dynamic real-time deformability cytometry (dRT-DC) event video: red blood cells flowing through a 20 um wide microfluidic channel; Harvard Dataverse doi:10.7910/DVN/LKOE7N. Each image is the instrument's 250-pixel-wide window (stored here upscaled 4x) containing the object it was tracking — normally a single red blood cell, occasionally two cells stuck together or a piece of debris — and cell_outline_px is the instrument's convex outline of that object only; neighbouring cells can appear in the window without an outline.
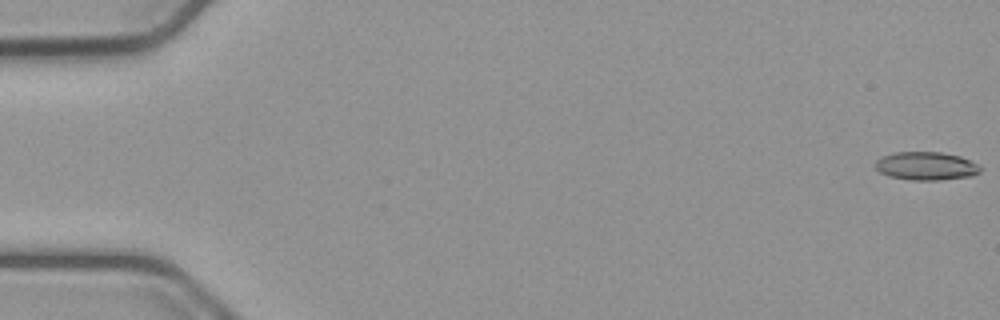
{"species": "common noctule bat (a hibernating species)", "species_latin": "Nyctalus noctula", "temperature_condition": "cold", "stored_images_in_passage": 55, "camera_frame_rate_fps": 3000, "um_per_image_px": 0.085, "animal": {"sex": "male", "body_mass_g": 23.1, "forearm_length_mm": 52.7}, "frame": {"image": 1, "passage_image": 1, "time_ms": 0.0, "image_size_px": [1000, 320], "cell_outline_px": [[980, 172], [972, 176], [940, 180], [912, 180], [888, 176], [880, 172], [872, 164], [880, 156], [896, 152], [940, 152], [960, 156], [976, 164], [980, 168]], "centroid_in_image_um": [78.66, 14.11], "position_along_channel_um": 6.3, "area_um2": 17.34}}
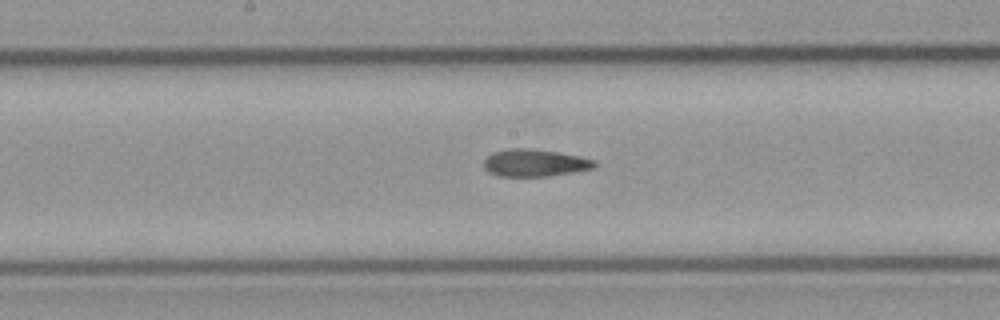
{"frame": {"image": 2, "passage_image": 29, "time_ms": 9.333, "image_size_px": [1000, 320], "cell_outline_px": [[596, 164], [592, 168], [572, 172], [548, 176], [496, 176], [488, 172], [484, 168], [484, 160], [492, 152], [508, 148], [532, 148], [580, 156], [596, 160]], "centroid_in_image_um": [45.41, 13.84], "position_along_channel_um": 202.8, "area_um2": 17.63}}
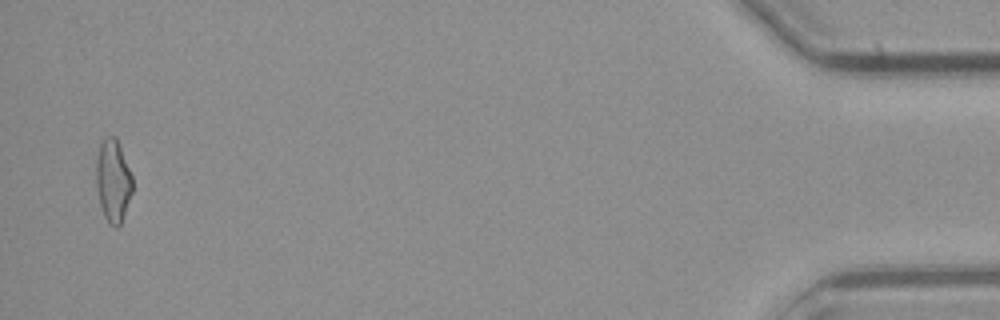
{"frame": {"image": 3, "passage_image": 54, "time_ms": 17.667, "image_size_px": [1000, 320], "cell_outline_px": [[132, 192], [120, 224], [116, 228], [108, 224], [104, 216], [100, 204], [96, 184], [96, 160], [100, 144], [104, 136], [116, 136], [132, 176]], "centroid_in_image_um": [9.59, 15.35], "position_along_channel_um": 425.6, "area_um2": 17.4}, "authors_computed_cell_mechanics": {"area_um2": 17.7446, "velocity_mm_per_s": 3.773, "shape_relaxation_time_tau1_ms": null, "shape_relaxation_time_tau2_ms": 4.3802, "deformation_change_tau1": null, "deformation_change_tau2": 0.1372}}